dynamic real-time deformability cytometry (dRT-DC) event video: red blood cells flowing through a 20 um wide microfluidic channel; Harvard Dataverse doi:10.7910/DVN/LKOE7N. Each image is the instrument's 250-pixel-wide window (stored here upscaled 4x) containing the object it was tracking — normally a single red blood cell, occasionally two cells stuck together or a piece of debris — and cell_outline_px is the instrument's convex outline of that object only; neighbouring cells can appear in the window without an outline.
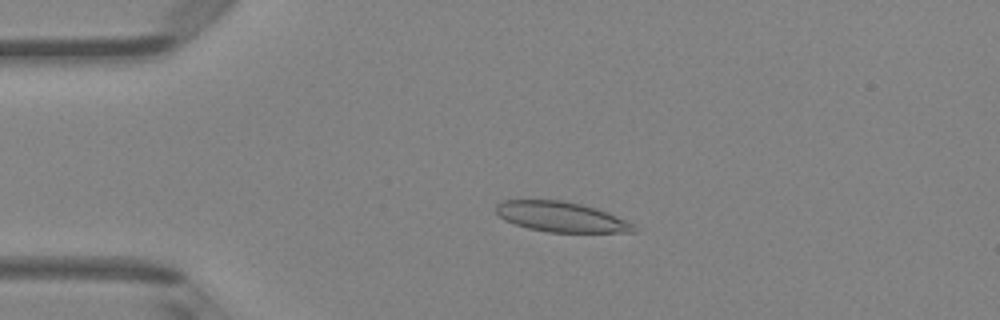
{"species": "Egyptian fruit bat (a non-hibernating species)", "species_latin": "Rousettus aegyptiacus", "temperature_condition": "room temperature", "stored_images_in_passage": 47, "camera_frame_rate_fps": 3000, "um_per_image_px": 0.085, "animal": {"sex": "female"}, "frame": {"image": 1, "passage_image": 10, "time_ms": 3.0, "image_size_px": [1000, 320], "cell_outline_px": [[636, 232], [548, 232], [528, 228], [504, 220], [496, 212], [496, 204], [500, 200], [564, 200], [596, 208], [608, 212], [632, 224], [636, 228]], "centroid_in_image_um": [47.66, 18.42], "position_along_channel_um": 37.3, "area_um2": 24.04}}
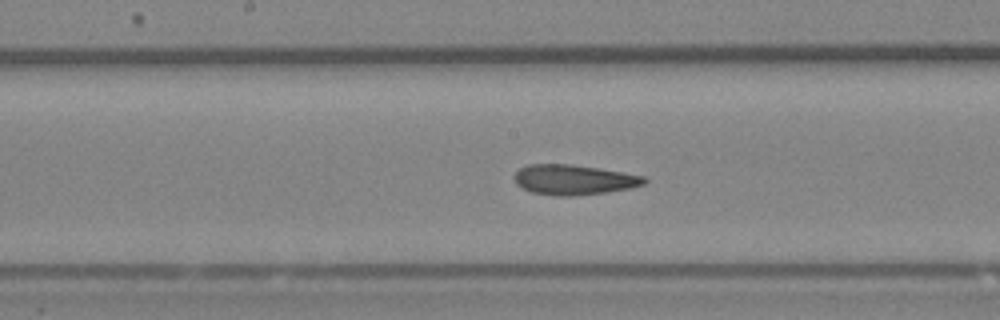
{"frame": {"image": 2, "passage_image": 24, "time_ms": 7.667, "image_size_px": [1000, 320], "cell_outline_px": [[648, 180], [644, 184], [632, 188], [608, 192], [572, 196], [556, 196], [532, 192], [516, 184], [512, 176], [520, 168], [528, 164], [568, 164], [624, 172], [644, 176]], "centroid_in_image_um": [48.77, 15.28], "position_along_channel_um": 199.4, "area_um2": 22.83}}
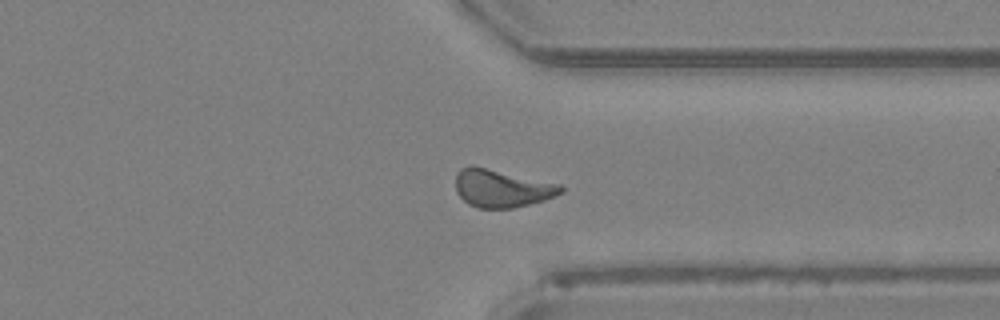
{"frame": {"image": 3, "passage_image": 36, "time_ms": 11.667, "image_size_px": [1000, 320], "cell_outline_px": [[564, 192], [556, 196], [544, 200], [512, 208], [476, 208], [468, 204], [456, 192], [456, 172], [460, 168], [468, 164], [472, 164], [560, 184], [564, 188]], "centroid_in_image_um": [42.63, 15.99], "position_along_channel_um": 368.8, "area_um2": 23.47}, "authors_computed_cell_mechanics": {"area_um2": 22.9466, "velocity_mm_per_s": 4.2401, "shape_relaxation_time_tau1_ms": null, "shape_relaxation_time_tau2_ms": 2.4728, "deformation_change_tau1": null, "deformation_change_tau2": 0.1053}}